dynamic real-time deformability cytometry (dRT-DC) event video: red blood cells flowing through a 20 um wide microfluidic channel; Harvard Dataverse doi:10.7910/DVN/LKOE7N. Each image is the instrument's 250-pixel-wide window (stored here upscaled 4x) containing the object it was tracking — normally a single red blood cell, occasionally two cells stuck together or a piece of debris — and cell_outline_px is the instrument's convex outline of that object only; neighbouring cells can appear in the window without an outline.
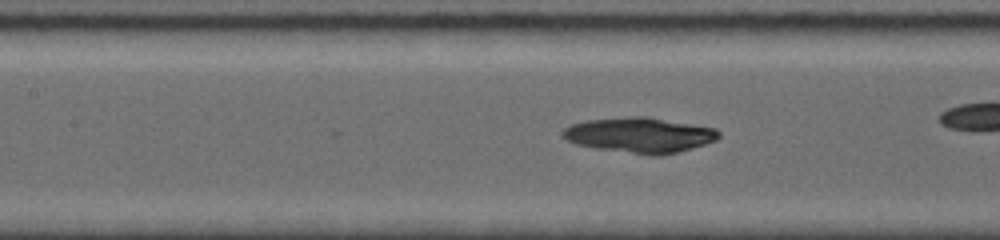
{"species": "common noctule bat (a hibernating species)", "species_latin": "Nyctalus noctula", "temperature_condition": "room temperature", "stored_images_in_passage": 27, "camera_frame_rate_fps": 5000, "um_per_image_px": 0.085, "animal": {"sex": "female", "body_mass_g": 19.0, "forearm_length_mm": 56.7}, "frame": {"image": 1, "passage_image": 12, "time_ms": 6.8, "image_size_px": [1000, 240], "cell_outline_px": [[720, 136], [716, 140], [692, 148], [660, 156], [652, 156], [596, 148], [576, 144], [560, 136], [560, 132], [564, 128], [572, 124], [584, 120], [632, 116], [648, 116], [716, 128], [720, 132]], "centroid_in_image_um": [54.36, 11.47], "position_along_channel_um": 153.0, "area_um2": 32.25}}